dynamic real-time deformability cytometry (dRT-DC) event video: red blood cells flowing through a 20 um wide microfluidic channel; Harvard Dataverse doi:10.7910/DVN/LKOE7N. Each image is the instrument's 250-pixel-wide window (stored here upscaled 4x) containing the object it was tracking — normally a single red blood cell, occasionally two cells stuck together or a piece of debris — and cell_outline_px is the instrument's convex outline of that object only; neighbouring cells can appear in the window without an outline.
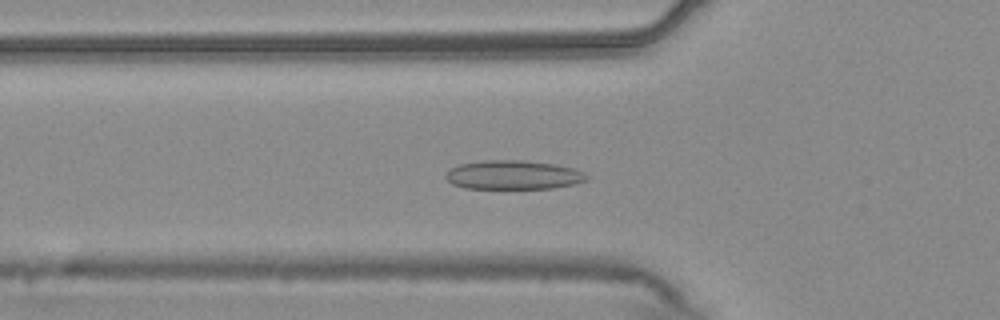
{"species": "common noctule bat (a hibernating species)", "species_latin": "Nyctalus noctula", "temperature_condition": "warm", "stored_images_in_passage": 55, "camera_frame_rate_fps": 3000, "um_per_image_px": 0.085, "animal": {"sex": "male", "body_mass_g": 20.4}, "frame": {"image": 1, "passage_image": 19, "time_ms": 6.0, "image_size_px": [1000, 320], "cell_outline_px": [[588, 180], [576, 184], [552, 188], [464, 188], [452, 184], [444, 176], [452, 168], [460, 164], [484, 160], [520, 160], [556, 164], [576, 168], [584, 172], [588, 176]], "centroid_in_image_um": [43.68, 14.86], "position_along_channel_um": 82.1, "area_um2": 23.87}}
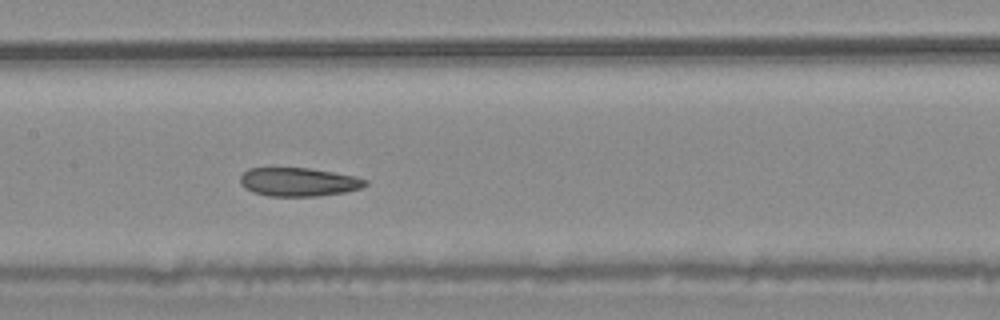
{"frame": {"image": 2, "passage_image": 27, "time_ms": 8.667, "image_size_px": [1000, 320], "cell_outline_px": [[368, 184], [360, 188], [344, 192], [320, 196], [268, 196], [252, 192], [244, 188], [240, 184], [240, 176], [248, 168], [308, 168], [332, 172], [352, 176], [368, 180]], "centroid_in_image_um": [25.34, 15.47], "position_along_channel_um": 182.1, "area_um2": 20.81}}
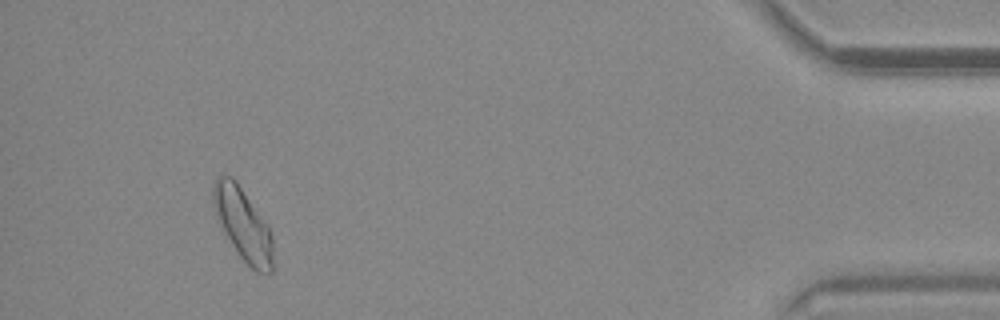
{"frame": {"image": 3, "passage_image": 51, "time_ms": 16.667, "image_size_px": [1000, 320], "cell_outline_px": [[272, 272], [256, 272], [240, 256], [216, 220], [212, 204], [212, 188], [216, 176], [232, 176], [236, 180], [268, 224], [272, 236]], "centroid_in_image_um": [20.62, 19.01], "position_along_channel_um": 414.6, "area_um2": 25.26}, "authors_computed_cell_mechanics": {"area_um2": 23.2934, "velocity_mm_per_s": 3.7247, "shape_relaxation_time_tau1_ms": null, "shape_relaxation_time_tau2_ms": 3.9753, "deformation_change_tau1": null, "deformation_change_tau2": 0.0783}}